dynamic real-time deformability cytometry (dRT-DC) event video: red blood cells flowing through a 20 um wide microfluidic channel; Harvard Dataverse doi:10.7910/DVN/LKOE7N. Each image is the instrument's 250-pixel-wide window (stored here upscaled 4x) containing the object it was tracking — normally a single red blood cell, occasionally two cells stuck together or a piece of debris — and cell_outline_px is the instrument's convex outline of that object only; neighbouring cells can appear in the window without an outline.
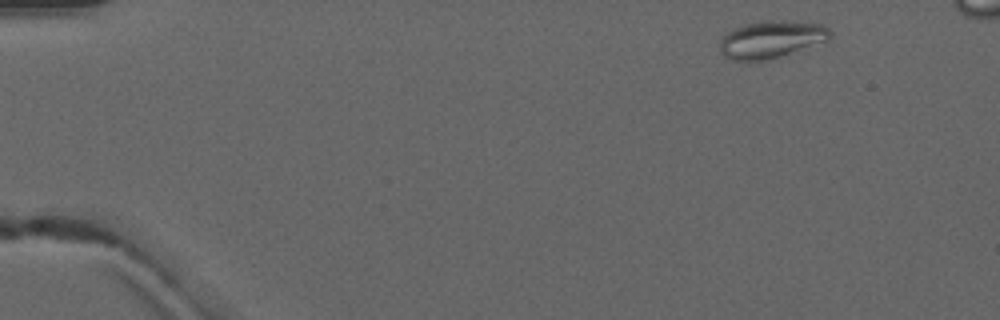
{"species": "common noctule bat (a hibernating species)", "species_latin": "Nyctalus noctula", "temperature_condition": "warm", "stored_images_in_passage": 5, "camera_frame_rate_fps": 3000, "um_per_image_px": 0.085, "animal": {"sex": "male", "forearm_length_mm": 52.5}, "frame": {"image": 1, "passage_image": 1, "time_ms": 0.0, "image_size_px": [1000, 320], "cell_outline_px": [[832, 40], [768, 60], [732, 60], [724, 56], [720, 52], [720, 40], [732, 28], [744, 24], [764, 20], [772, 20], [820, 24], [828, 28], [832, 32]], "centroid_in_image_um": [65.58, 3.35], "position_along_channel_um": 19.4, "area_um2": 24.1}}